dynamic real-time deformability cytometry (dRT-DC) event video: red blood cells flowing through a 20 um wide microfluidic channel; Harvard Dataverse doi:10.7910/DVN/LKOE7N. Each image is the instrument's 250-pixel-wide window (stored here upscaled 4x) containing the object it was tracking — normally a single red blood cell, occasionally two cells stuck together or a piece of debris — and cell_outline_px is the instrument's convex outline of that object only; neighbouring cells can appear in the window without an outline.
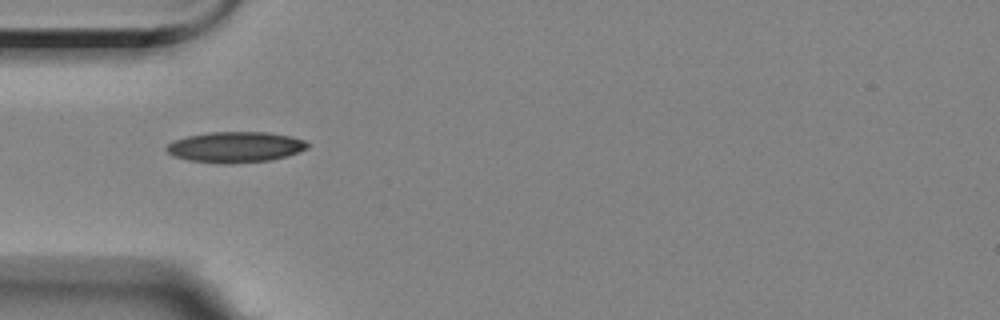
{"species": "Egyptian fruit bat (a non-hibernating species)", "species_latin": "Rousettus aegyptiacus", "temperature_condition": "room temperature", "stored_images_in_passage": 3, "camera_frame_rate_fps": 3000, "um_per_image_px": 0.085, "animal": {"sex": "female"}, "frame": {"image": 1, "passage_image": 2, "time_ms": 1.333, "image_size_px": [1000, 320], "cell_outline_px": [[312, 144], [308, 148], [288, 156], [272, 160], [232, 164], [220, 164], [188, 160], [172, 156], [164, 148], [168, 144], [176, 140], [188, 136], [208, 132], [268, 132], [292, 136], [304, 140]], "centroid_in_image_um": [20.04, 12.51], "position_along_channel_um": 65.0, "area_um2": 25.61}}
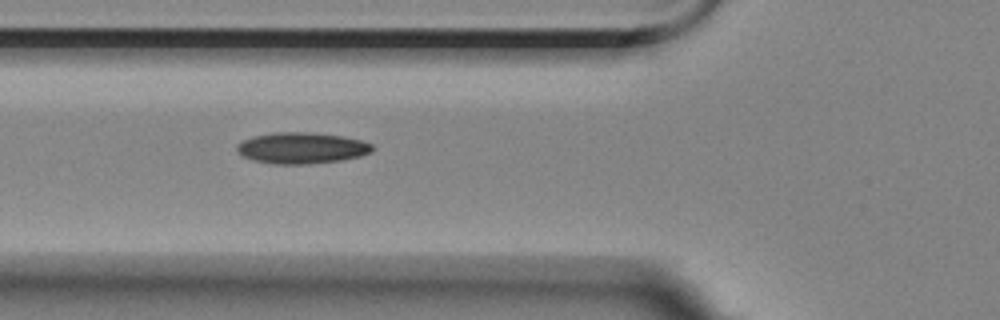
{"frame": {"image": 2, "passage_image": 3, "time_ms": 2.333, "image_size_px": [1000, 320], "cell_outline_px": [[372, 152], [360, 156], [340, 160], [308, 164], [272, 164], [252, 160], [244, 156], [236, 148], [244, 140], [252, 136], [272, 132], [308, 132], [340, 136], [360, 140], [372, 144]], "centroid_in_image_um": [25.64, 12.58], "position_along_channel_um": 100.2, "area_um2": 24.39}}